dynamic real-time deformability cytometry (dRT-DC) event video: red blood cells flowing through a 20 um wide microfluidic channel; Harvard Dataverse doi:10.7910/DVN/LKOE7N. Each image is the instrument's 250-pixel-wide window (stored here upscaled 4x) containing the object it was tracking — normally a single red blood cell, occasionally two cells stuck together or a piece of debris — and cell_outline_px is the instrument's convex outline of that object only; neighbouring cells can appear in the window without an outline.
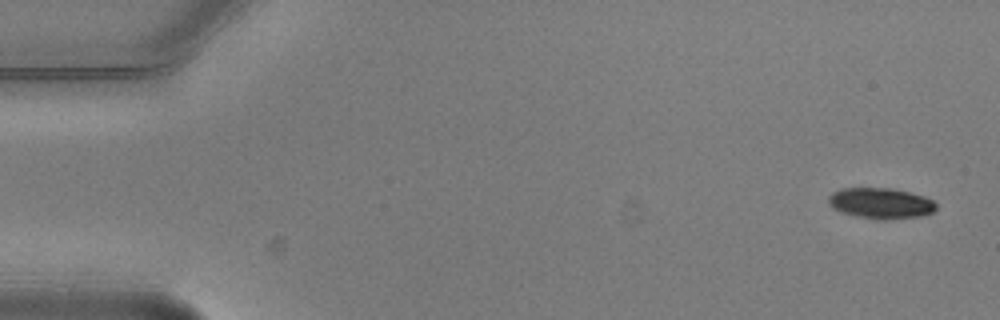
{"species": "common noctule bat (a hibernating species)", "species_latin": "Nyctalus noctula", "temperature_condition": "warm", "stored_images_in_passage": 3, "camera_frame_rate_fps": 3000, "um_per_image_px": 0.085, "animal": {"sex": "male", "body_mass_g": 20.5, "forearm_length_mm": 52.5}, "frame": {"image": 1, "passage_image": 1, "time_ms": 0.0, "image_size_px": [1000, 320], "cell_outline_px": [[936, 208], [932, 212], [920, 216], [888, 220], [876, 220], [856, 216], [832, 208], [828, 204], [828, 196], [832, 192], [840, 188], [892, 188], [924, 196], [932, 200], [936, 204]], "centroid_in_image_um": [74.83, 17.28], "position_along_channel_um": 10.2, "area_um2": 19.42}}